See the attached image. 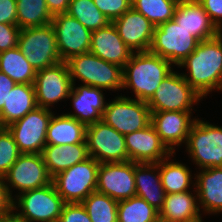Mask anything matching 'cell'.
Returning a JSON list of instances; mask_svg holds the SVG:
<instances>
[{
  "label": "cell",
  "mask_w": 222,
  "mask_h": 222,
  "mask_svg": "<svg viewBox=\"0 0 222 222\" xmlns=\"http://www.w3.org/2000/svg\"><path fill=\"white\" fill-rule=\"evenodd\" d=\"M180 67L186 68L182 76L202 98L214 90L222 92V32L199 42Z\"/></svg>",
  "instance_id": "obj_1"
},
{
  "label": "cell",
  "mask_w": 222,
  "mask_h": 222,
  "mask_svg": "<svg viewBox=\"0 0 222 222\" xmlns=\"http://www.w3.org/2000/svg\"><path fill=\"white\" fill-rule=\"evenodd\" d=\"M168 60L150 51L135 52L123 67L122 90H132L134 99L148 102L161 82L173 71Z\"/></svg>",
  "instance_id": "obj_2"
},
{
  "label": "cell",
  "mask_w": 222,
  "mask_h": 222,
  "mask_svg": "<svg viewBox=\"0 0 222 222\" xmlns=\"http://www.w3.org/2000/svg\"><path fill=\"white\" fill-rule=\"evenodd\" d=\"M66 62L72 84H76V79H78L83 84L105 91L122 90V67L106 62L91 52L75 55Z\"/></svg>",
  "instance_id": "obj_3"
},
{
  "label": "cell",
  "mask_w": 222,
  "mask_h": 222,
  "mask_svg": "<svg viewBox=\"0 0 222 222\" xmlns=\"http://www.w3.org/2000/svg\"><path fill=\"white\" fill-rule=\"evenodd\" d=\"M185 151L199 169L222 167V126L196 118Z\"/></svg>",
  "instance_id": "obj_4"
},
{
  "label": "cell",
  "mask_w": 222,
  "mask_h": 222,
  "mask_svg": "<svg viewBox=\"0 0 222 222\" xmlns=\"http://www.w3.org/2000/svg\"><path fill=\"white\" fill-rule=\"evenodd\" d=\"M65 204L52 182L17 195L13 199V210L28 222H58Z\"/></svg>",
  "instance_id": "obj_5"
},
{
  "label": "cell",
  "mask_w": 222,
  "mask_h": 222,
  "mask_svg": "<svg viewBox=\"0 0 222 222\" xmlns=\"http://www.w3.org/2000/svg\"><path fill=\"white\" fill-rule=\"evenodd\" d=\"M18 47L36 71L62 62L52 23L20 29Z\"/></svg>",
  "instance_id": "obj_6"
},
{
  "label": "cell",
  "mask_w": 222,
  "mask_h": 222,
  "mask_svg": "<svg viewBox=\"0 0 222 222\" xmlns=\"http://www.w3.org/2000/svg\"><path fill=\"white\" fill-rule=\"evenodd\" d=\"M99 164L89 157L52 178L58 194L66 203H81L96 192Z\"/></svg>",
  "instance_id": "obj_7"
},
{
  "label": "cell",
  "mask_w": 222,
  "mask_h": 222,
  "mask_svg": "<svg viewBox=\"0 0 222 222\" xmlns=\"http://www.w3.org/2000/svg\"><path fill=\"white\" fill-rule=\"evenodd\" d=\"M199 40L174 19L154 28L149 51L179 66L198 46Z\"/></svg>",
  "instance_id": "obj_8"
},
{
  "label": "cell",
  "mask_w": 222,
  "mask_h": 222,
  "mask_svg": "<svg viewBox=\"0 0 222 222\" xmlns=\"http://www.w3.org/2000/svg\"><path fill=\"white\" fill-rule=\"evenodd\" d=\"M202 100L203 98L187 83L182 73L173 70L161 82L147 105L151 112H192L193 105H198Z\"/></svg>",
  "instance_id": "obj_9"
},
{
  "label": "cell",
  "mask_w": 222,
  "mask_h": 222,
  "mask_svg": "<svg viewBox=\"0 0 222 222\" xmlns=\"http://www.w3.org/2000/svg\"><path fill=\"white\" fill-rule=\"evenodd\" d=\"M102 120L122 135L133 133L151 123L147 102L118 95L106 104Z\"/></svg>",
  "instance_id": "obj_10"
},
{
  "label": "cell",
  "mask_w": 222,
  "mask_h": 222,
  "mask_svg": "<svg viewBox=\"0 0 222 222\" xmlns=\"http://www.w3.org/2000/svg\"><path fill=\"white\" fill-rule=\"evenodd\" d=\"M3 180L12 199L25 191L42 188L52 183V177L48 173L42 154L21 153L3 176ZM12 189H17L18 193L14 195Z\"/></svg>",
  "instance_id": "obj_11"
},
{
  "label": "cell",
  "mask_w": 222,
  "mask_h": 222,
  "mask_svg": "<svg viewBox=\"0 0 222 222\" xmlns=\"http://www.w3.org/2000/svg\"><path fill=\"white\" fill-rule=\"evenodd\" d=\"M53 110L37 107L9 126L20 153L41 154L46 146V134Z\"/></svg>",
  "instance_id": "obj_12"
},
{
  "label": "cell",
  "mask_w": 222,
  "mask_h": 222,
  "mask_svg": "<svg viewBox=\"0 0 222 222\" xmlns=\"http://www.w3.org/2000/svg\"><path fill=\"white\" fill-rule=\"evenodd\" d=\"M86 143L89 156L99 163L129 161L125 136L103 120L87 126Z\"/></svg>",
  "instance_id": "obj_13"
},
{
  "label": "cell",
  "mask_w": 222,
  "mask_h": 222,
  "mask_svg": "<svg viewBox=\"0 0 222 222\" xmlns=\"http://www.w3.org/2000/svg\"><path fill=\"white\" fill-rule=\"evenodd\" d=\"M33 85L38 107L51 110L52 105L68 99L72 82L67 62L38 70Z\"/></svg>",
  "instance_id": "obj_14"
},
{
  "label": "cell",
  "mask_w": 222,
  "mask_h": 222,
  "mask_svg": "<svg viewBox=\"0 0 222 222\" xmlns=\"http://www.w3.org/2000/svg\"><path fill=\"white\" fill-rule=\"evenodd\" d=\"M96 191L118 202L136 196L134 162L100 163Z\"/></svg>",
  "instance_id": "obj_15"
},
{
  "label": "cell",
  "mask_w": 222,
  "mask_h": 222,
  "mask_svg": "<svg viewBox=\"0 0 222 222\" xmlns=\"http://www.w3.org/2000/svg\"><path fill=\"white\" fill-rule=\"evenodd\" d=\"M57 47L61 61L89 52L92 32L67 13L53 16Z\"/></svg>",
  "instance_id": "obj_16"
},
{
  "label": "cell",
  "mask_w": 222,
  "mask_h": 222,
  "mask_svg": "<svg viewBox=\"0 0 222 222\" xmlns=\"http://www.w3.org/2000/svg\"><path fill=\"white\" fill-rule=\"evenodd\" d=\"M194 112L159 111L151 112V125L154 127L162 142L172 152L176 147L186 144L192 124L196 117Z\"/></svg>",
  "instance_id": "obj_17"
},
{
  "label": "cell",
  "mask_w": 222,
  "mask_h": 222,
  "mask_svg": "<svg viewBox=\"0 0 222 222\" xmlns=\"http://www.w3.org/2000/svg\"><path fill=\"white\" fill-rule=\"evenodd\" d=\"M129 161L135 163H159L173 153L162 142L151 123L125 135Z\"/></svg>",
  "instance_id": "obj_18"
},
{
  "label": "cell",
  "mask_w": 222,
  "mask_h": 222,
  "mask_svg": "<svg viewBox=\"0 0 222 222\" xmlns=\"http://www.w3.org/2000/svg\"><path fill=\"white\" fill-rule=\"evenodd\" d=\"M123 42L132 52L149 51L155 26L132 7L112 21Z\"/></svg>",
  "instance_id": "obj_19"
},
{
  "label": "cell",
  "mask_w": 222,
  "mask_h": 222,
  "mask_svg": "<svg viewBox=\"0 0 222 222\" xmlns=\"http://www.w3.org/2000/svg\"><path fill=\"white\" fill-rule=\"evenodd\" d=\"M104 89L81 84H72L68 99L72 101L73 113H65L88 126L102 120L106 108Z\"/></svg>",
  "instance_id": "obj_20"
},
{
  "label": "cell",
  "mask_w": 222,
  "mask_h": 222,
  "mask_svg": "<svg viewBox=\"0 0 222 222\" xmlns=\"http://www.w3.org/2000/svg\"><path fill=\"white\" fill-rule=\"evenodd\" d=\"M89 52L122 68L134 53L123 42L112 22L92 32Z\"/></svg>",
  "instance_id": "obj_21"
},
{
  "label": "cell",
  "mask_w": 222,
  "mask_h": 222,
  "mask_svg": "<svg viewBox=\"0 0 222 222\" xmlns=\"http://www.w3.org/2000/svg\"><path fill=\"white\" fill-rule=\"evenodd\" d=\"M173 19L200 42L221 33L197 0L177 4Z\"/></svg>",
  "instance_id": "obj_22"
},
{
  "label": "cell",
  "mask_w": 222,
  "mask_h": 222,
  "mask_svg": "<svg viewBox=\"0 0 222 222\" xmlns=\"http://www.w3.org/2000/svg\"><path fill=\"white\" fill-rule=\"evenodd\" d=\"M193 177L202 215L222 213V167L200 169Z\"/></svg>",
  "instance_id": "obj_23"
},
{
  "label": "cell",
  "mask_w": 222,
  "mask_h": 222,
  "mask_svg": "<svg viewBox=\"0 0 222 222\" xmlns=\"http://www.w3.org/2000/svg\"><path fill=\"white\" fill-rule=\"evenodd\" d=\"M191 191L166 194L159 219L163 222H203L195 187Z\"/></svg>",
  "instance_id": "obj_24"
},
{
  "label": "cell",
  "mask_w": 222,
  "mask_h": 222,
  "mask_svg": "<svg viewBox=\"0 0 222 222\" xmlns=\"http://www.w3.org/2000/svg\"><path fill=\"white\" fill-rule=\"evenodd\" d=\"M136 196L143 198L158 211L163 207L166 192L160 180L159 163H135Z\"/></svg>",
  "instance_id": "obj_25"
},
{
  "label": "cell",
  "mask_w": 222,
  "mask_h": 222,
  "mask_svg": "<svg viewBox=\"0 0 222 222\" xmlns=\"http://www.w3.org/2000/svg\"><path fill=\"white\" fill-rule=\"evenodd\" d=\"M49 175L53 178L58 173L76 163L89 158L87 143L70 145H46L41 153Z\"/></svg>",
  "instance_id": "obj_26"
},
{
  "label": "cell",
  "mask_w": 222,
  "mask_h": 222,
  "mask_svg": "<svg viewBox=\"0 0 222 222\" xmlns=\"http://www.w3.org/2000/svg\"><path fill=\"white\" fill-rule=\"evenodd\" d=\"M38 107L33 84H16L0 112V127H7Z\"/></svg>",
  "instance_id": "obj_27"
},
{
  "label": "cell",
  "mask_w": 222,
  "mask_h": 222,
  "mask_svg": "<svg viewBox=\"0 0 222 222\" xmlns=\"http://www.w3.org/2000/svg\"><path fill=\"white\" fill-rule=\"evenodd\" d=\"M86 129L87 126L77 119L65 113H54L47 129L46 145L86 143Z\"/></svg>",
  "instance_id": "obj_28"
},
{
  "label": "cell",
  "mask_w": 222,
  "mask_h": 222,
  "mask_svg": "<svg viewBox=\"0 0 222 222\" xmlns=\"http://www.w3.org/2000/svg\"><path fill=\"white\" fill-rule=\"evenodd\" d=\"M175 154L160 161V180L166 194L190 191L192 184V187H195L189 167L185 163L170 159Z\"/></svg>",
  "instance_id": "obj_29"
},
{
  "label": "cell",
  "mask_w": 222,
  "mask_h": 222,
  "mask_svg": "<svg viewBox=\"0 0 222 222\" xmlns=\"http://www.w3.org/2000/svg\"><path fill=\"white\" fill-rule=\"evenodd\" d=\"M0 71L16 84H33L37 73L18 46L0 52Z\"/></svg>",
  "instance_id": "obj_30"
},
{
  "label": "cell",
  "mask_w": 222,
  "mask_h": 222,
  "mask_svg": "<svg viewBox=\"0 0 222 222\" xmlns=\"http://www.w3.org/2000/svg\"><path fill=\"white\" fill-rule=\"evenodd\" d=\"M17 26L20 29L43 26L52 22L46 0H16Z\"/></svg>",
  "instance_id": "obj_31"
},
{
  "label": "cell",
  "mask_w": 222,
  "mask_h": 222,
  "mask_svg": "<svg viewBox=\"0 0 222 222\" xmlns=\"http://www.w3.org/2000/svg\"><path fill=\"white\" fill-rule=\"evenodd\" d=\"M118 222H156L159 211L138 196L118 202Z\"/></svg>",
  "instance_id": "obj_32"
},
{
  "label": "cell",
  "mask_w": 222,
  "mask_h": 222,
  "mask_svg": "<svg viewBox=\"0 0 222 222\" xmlns=\"http://www.w3.org/2000/svg\"><path fill=\"white\" fill-rule=\"evenodd\" d=\"M66 13L77 19L91 32L104 28L110 23L93 0H71Z\"/></svg>",
  "instance_id": "obj_33"
},
{
  "label": "cell",
  "mask_w": 222,
  "mask_h": 222,
  "mask_svg": "<svg viewBox=\"0 0 222 222\" xmlns=\"http://www.w3.org/2000/svg\"><path fill=\"white\" fill-rule=\"evenodd\" d=\"M92 222H118V201L111 197L93 192L82 202Z\"/></svg>",
  "instance_id": "obj_34"
},
{
  "label": "cell",
  "mask_w": 222,
  "mask_h": 222,
  "mask_svg": "<svg viewBox=\"0 0 222 222\" xmlns=\"http://www.w3.org/2000/svg\"><path fill=\"white\" fill-rule=\"evenodd\" d=\"M177 3L173 0H132V8L155 27L173 19Z\"/></svg>",
  "instance_id": "obj_35"
},
{
  "label": "cell",
  "mask_w": 222,
  "mask_h": 222,
  "mask_svg": "<svg viewBox=\"0 0 222 222\" xmlns=\"http://www.w3.org/2000/svg\"><path fill=\"white\" fill-rule=\"evenodd\" d=\"M20 154L11 132L7 127H0V177L8 172Z\"/></svg>",
  "instance_id": "obj_36"
},
{
  "label": "cell",
  "mask_w": 222,
  "mask_h": 222,
  "mask_svg": "<svg viewBox=\"0 0 222 222\" xmlns=\"http://www.w3.org/2000/svg\"><path fill=\"white\" fill-rule=\"evenodd\" d=\"M96 7L112 22L132 7V0H93Z\"/></svg>",
  "instance_id": "obj_37"
},
{
  "label": "cell",
  "mask_w": 222,
  "mask_h": 222,
  "mask_svg": "<svg viewBox=\"0 0 222 222\" xmlns=\"http://www.w3.org/2000/svg\"><path fill=\"white\" fill-rule=\"evenodd\" d=\"M58 222H92L82 203H66Z\"/></svg>",
  "instance_id": "obj_38"
},
{
  "label": "cell",
  "mask_w": 222,
  "mask_h": 222,
  "mask_svg": "<svg viewBox=\"0 0 222 222\" xmlns=\"http://www.w3.org/2000/svg\"><path fill=\"white\" fill-rule=\"evenodd\" d=\"M19 33L17 25L0 23V52L17 47Z\"/></svg>",
  "instance_id": "obj_39"
},
{
  "label": "cell",
  "mask_w": 222,
  "mask_h": 222,
  "mask_svg": "<svg viewBox=\"0 0 222 222\" xmlns=\"http://www.w3.org/2000/svg\"><path fill=\"white\" fill-rule=\"evenodd\" d=\"M209 15L211 21L222 32V0H197Z\"/></svg>",
  "instance_id": "obj_40"
},
{
  "label": "cell",
  "mask_w": 222,
  "mask_h": 222,
  "mask_svg": "<svg viewBox=\"0 0 222 222\" xmlns=\"http://www.w3.org/2000/svg\"><path fill=\"white\" fill-rule=\"evenodd\" d=\"M0 23L17 25L16 0H0Z\"/></svg>",
  "instance_id": "obj_41"
},
{
  "label": "cell",
  "mask_w": 222,
  "mask_h": 222,
  "mask_svg": "<svg viewBox=\"0 0 222 222\" xmlns=\"http://www.w3.org/2000/svg\"><path fill=\"white\" fill-rule=\"evenodd\" d=\"M13 210V199L9 195L3 177H0V216L10 213Z\"/></svg>",
  "instance_id": "obj_42"
},
{
  "label": "cell",
  "mask_w": 222,
  "mask_h": 222,
  "mask_svg": "<svg viewBox=\"0 0 222 222\" xmlns=\"http://www.w3.org/2000/svg\"><path fill=\"white\" fill-rule=\"evenodd\" d=\"M16 83L6 74L0 71V112L7 100V97Z\"/></svg>",
  "instance_id": "obj_43"
},
{
  "label": "cell",
  "mask_w": 222,
  "mask_h": 222,
  "mask_svg": "<svg viewBox=\"0 0 222 222\" xmlns=\"http://www.w3.org/2000/svg\"><path fill=\"white\" fill-rule=\"evenodd\" d=\"M71 0H46L49 12L52 16L67 12Z\"/></svg>",
  "instance_id": "obj_44"
},
{
  "label": "cell",
  "mask_w": 222,
  "mask_h": 222,
  "mask_svg": "<svg viewBox=\"0 0 222 222\" xmlns=\"http://www.w3.org/2000/svg\"><path fill=\"white\" fill-rule=\"evenodd\" d=\"M0 222H28V221L19 216L14 210H12L10 213L0 216Z\"/></svg>",
  "instance_id": "obj_45"
},
{
  "label": "cell",
  "mask_w": 222,
  "mask_h": 222,
  "mask_svg": "<svg viewBox=\"0 0 222 222\" xmlns=\"http://www.w3.org/2000/svg\"><path fill=\"white\" fill-rule=\"evenodd\" d=\"M173 1L176 2L177 4H180V3L188 2L191 0H173Z\"/></svg>",
  "instance_id": "obj_46"
}]
</instances>
